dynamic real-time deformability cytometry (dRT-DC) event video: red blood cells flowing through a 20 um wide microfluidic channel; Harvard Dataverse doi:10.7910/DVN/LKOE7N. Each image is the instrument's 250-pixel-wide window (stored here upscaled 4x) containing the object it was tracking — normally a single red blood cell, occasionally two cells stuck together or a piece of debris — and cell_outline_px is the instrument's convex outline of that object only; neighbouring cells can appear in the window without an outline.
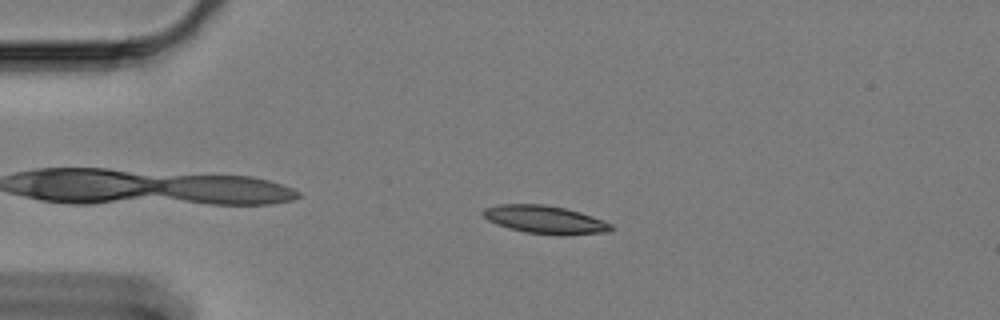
{"species": "Egyptian fruit bat (a non-hibernating species)", "species_latin": "Rousettus aegyptiacus", "temperature_condition": "cold", "stored_images_in_passage": 53, "camera_frame_rate_fps": 3000, "um_per_image_px": 0.085, "animal": {"sex": "female"}, "frame": {"image": 1, "passage_image": 7, "time_ms": 2.0, "image_size_px": [1000, 320], "cell_outline_px": [[612, 232], [564, 236], [556, 236], [524, 232], [508, 228], [496, 224], [488, 220], [480, 212], [484, 208], [500, 204], [544, 204], [564, 208], [580, 212], [604, 220], [612, 224]], "centroid_in_image_um": [46.35, 18.69], "position_along_channel_um": 38.6, "area_um2": 21.33}}
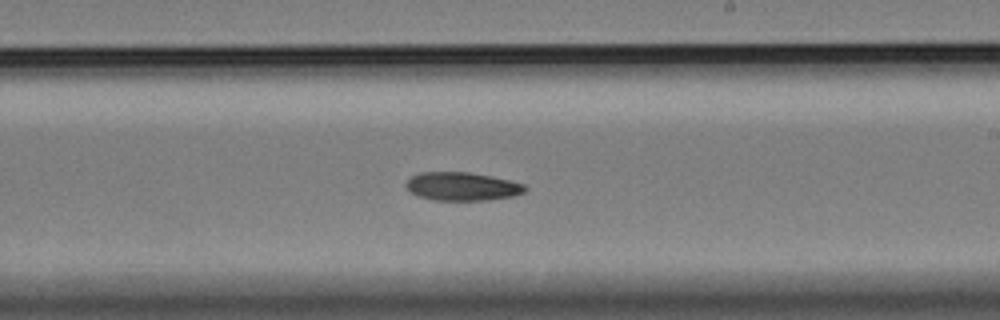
{"frame": {"image": 2, "passage_image": 29, "time_ms": 9.333, "image_size_px": [1000, 320], "cell_outline_px": [[528, 188], [524, 192], [512, 196], [488, 200], [432, 200], [416, 196], [408, 192], [404, 184], [412, 176], [420, 172], [468, 172], [508, 180], [524, 184]], "centroid_in_image_um": [39.22, 15.85], "position_along_channel_um": 249.8, "area_um2": 19.71}}
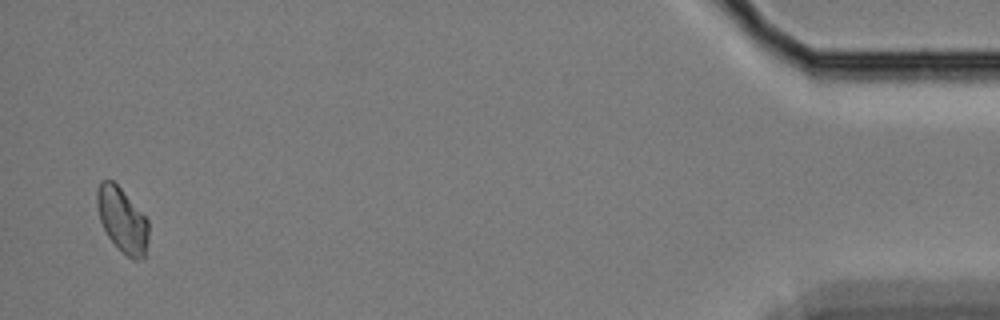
{"frame": {"image": 3, "passage_image": 52, "time_ms": 17.0, "image_size_px": [1000, 320], "cell_outline_px": [[148, 240], [144, 260], [132, 260], [108, 236], [100, 220], [96, 204], [96, 192], [100, 180], [112, 180], [120, 188], [148, 220]], "centroid_in_image_um": [10.39, 18.7], "position_along_channel_um": 424.8, "area_um2": 19.19}, "authors_computed_cell_mechanics": {"area_um2": 20.1722, "velocity_mm_per_s": 3.3226, "shape_relaxation_time_tau1_ms": 3.576, "shape_relaxation_time_tau2_ms": null, "deformation_change_tau1": 0.0919, "deformation_change_tau2": null}}